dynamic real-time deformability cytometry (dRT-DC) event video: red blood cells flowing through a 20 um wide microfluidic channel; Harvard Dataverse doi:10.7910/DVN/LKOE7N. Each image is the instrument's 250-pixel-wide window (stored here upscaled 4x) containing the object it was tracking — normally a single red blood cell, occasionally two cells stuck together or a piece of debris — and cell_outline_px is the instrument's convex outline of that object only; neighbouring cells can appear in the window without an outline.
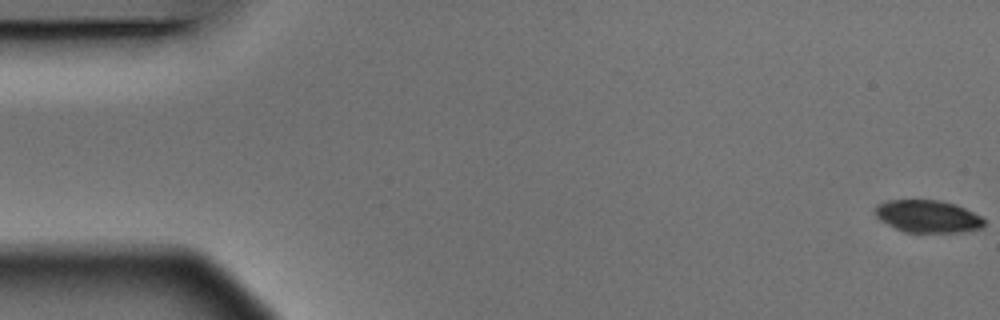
{"species": "Egyptian fruit bat (a non-hibernating species)", "species_latin": "Rousettus aegyptiacus", "temperature_condition": "warm", "stored_images_in_passage": 5, "camera_frame_rate_fps": 3000, "um_per_image_px": 0.085, "animal": {"sex": "male"}, "frame": {"image": 1, "passage_image": 1, "time_ms": 0.0, "image_size_px": [1000, 320], "cell_outline_px": [[984, 224], [980, 228], [960, 232], [908, 232], [896, 228], [880, 220], [876, 216], [876, 204], [884, 200], [940, 200], [956, 204], [980, 216], [984, 220]], "centroid_in_image_um": [78.84, 18.37], "position_along_channel_um": 6.2, "area_um2": 20.4}}
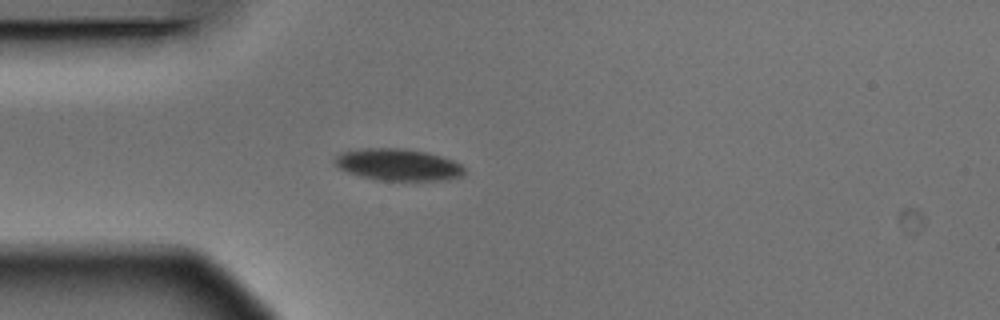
{"frame": {"image": 2, "passage_image": 5, "time_ms": 1.333, "image_size_px": [1000, 320], "cell_outline_px": [[464, 172], [460, 176], [448, 180], [376, 180], [360, 176], [348, 172], [340, 168], [336, 164], [336, 156], [340, 152], [360, 148], [404, 148], [428, 152], [452, 160], [460, 164], [464, 168]], "centroid_in_image_um": [33.83, 13.99], "position_along_channel_um": 51.2, "area_um2": 23.99}}